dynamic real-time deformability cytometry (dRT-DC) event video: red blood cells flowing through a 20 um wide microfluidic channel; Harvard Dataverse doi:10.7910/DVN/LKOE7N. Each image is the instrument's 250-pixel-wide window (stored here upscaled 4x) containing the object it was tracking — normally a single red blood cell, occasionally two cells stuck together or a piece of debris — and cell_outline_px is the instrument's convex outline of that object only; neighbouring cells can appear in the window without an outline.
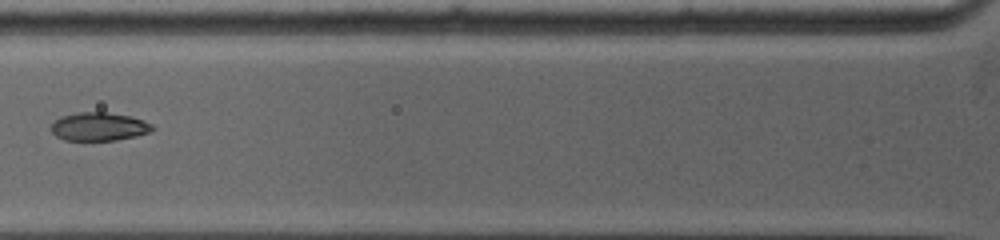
{"species": "common noctule bat (a hibernating species)", "species_latin": "Nyctalus noctula", "temperature_condition": "warm", "stored_images_in_passage": 8, "camera_frame_rate_fps": 5000, "um_per_image_px": 0.085, "animal": {"sex": "female", "body_mass_g": 19.0, "forearm_length_mm": 53.3}, "frame": {"image": 1, "passage_image": 5, "time_ms": 3.4, "image_size_px": [1000, 240], "cell_outline_px": [[156, 128], [148, 132], [136, 136], [116, 140], [64, 140], [56, 136], [48, 128], [60, 116], [76, 112], [108, 112], [132, 116], [144, 120], [152, 124]], "centroid_in_image_um": [8.4, 10.75], "position_along_channel_um": 117.4, "area_um2": 16.94}}
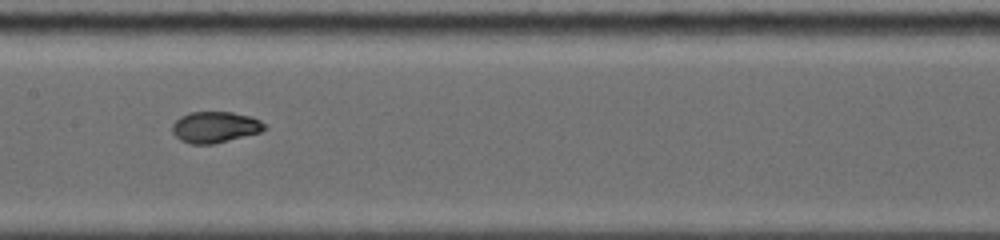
{"frame": {"image": 2, "passage_image": 7, "time_ms": 5.2, "image_size_px": [1000, 240], "cell_outline_px": [[268, 128], [260, 132], [212, 144], [192, 144], [180, 140], [172, 132], [172, 124], [180, 116], [188, 112], [232, 112], [252, 116], [260, 120]], "centroid_in_image_um": [18.27, 10.79], "position_along_channel_um": 189.1, "area_um2": 16.76}}
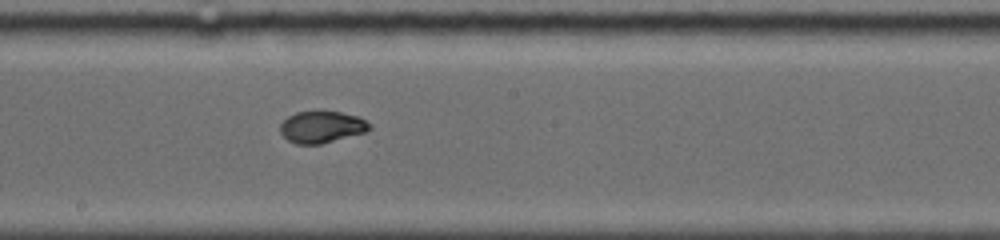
{"frame": {"image": 3, "passage_image": 8, "time_ms": 6.0, "image_size_px": [1000, 240], "cell_outline_px": [[372, 128], [364, 132], [320, 144], [296, 144], [288, 140], [280, 132], [280, 124], [288, 116], [296, 112], [340, 112], [360, 116], [372, 124]], "centroid_in_image_um": [27.36, 10.79], "position_along_channel_um": 220.8, "area_um2": 16.42}}